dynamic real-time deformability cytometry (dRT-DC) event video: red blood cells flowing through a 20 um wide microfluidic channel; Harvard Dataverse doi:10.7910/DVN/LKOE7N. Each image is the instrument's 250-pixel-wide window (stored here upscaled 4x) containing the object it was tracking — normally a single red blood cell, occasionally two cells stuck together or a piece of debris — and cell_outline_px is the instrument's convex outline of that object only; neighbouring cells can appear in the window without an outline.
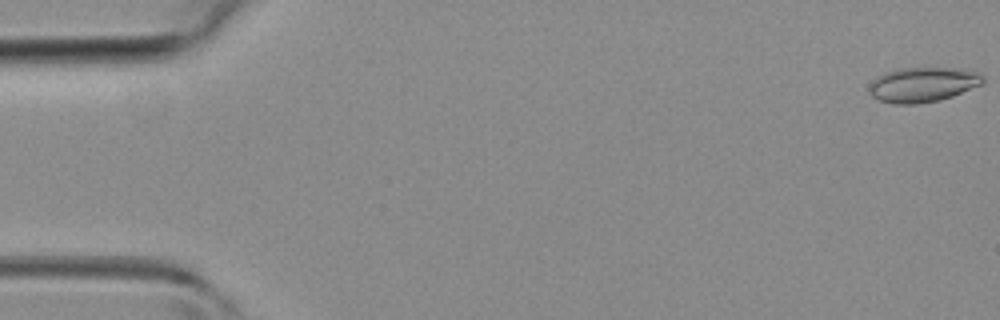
{"species": "common noctule bat (a hibernating species)", "species_latin": "Nyctalus noctula", "temperature_condition": "room temperature", "stored_images_in_passage": 44, "camera_frame_rate_fps": 3000, "um_per_image_px": 0.085, "animal": {"sex": "female", "body_mass_g": 19.3, "forearm_length_mm": 54.1}, "frame": {"image": 1, "passage_image": 1, "time_ms": 0.0, "image_size_px": [1000, 320], "cell_outline_px": [[984, 84], [952, 96], [940, 100], [916, 104], [892, 104], [880, 100], [872, 96], [868, 88], [872, 80], [876, 76], [884, 72], [896, 68], [952, 68], [980, 72], [984, 76]], "centroid_in_image_um": [78.43, 7.19], "position_along_channel_um": 6.6, "area_um2": 23.35}}
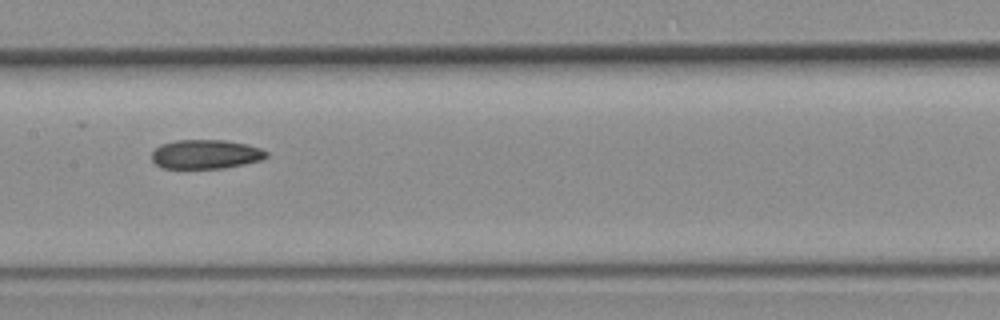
{"frame": {"image": 2, "passage_image": 22, "time_ms": 7.0, "image_size_px": [1000, 320], "cell_outline_px": [[268, 156], [260, 160], [244, 164], [224, 168], [164, 168], [156, 164], [152, 160], [152, 152], [160, 144], [176, 140], [224, 140], [248, 144], [260, 148], [268, 152]], "centroid_in_image_um": [17.49, 13.1], "position_along_channel_um": 189.9, "area_um2": 19.48}}
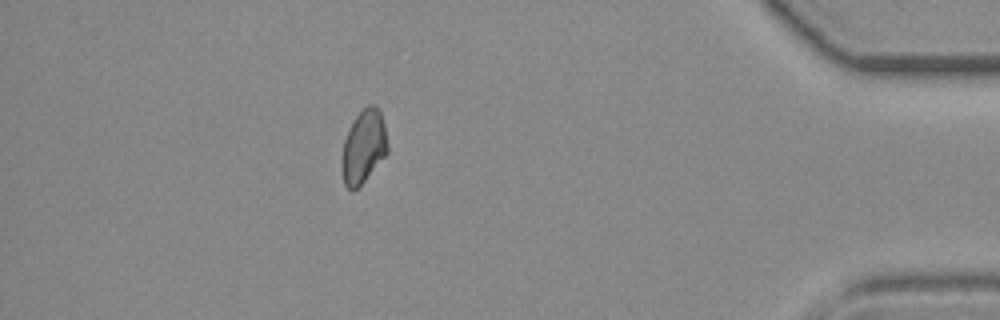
{"frame": {"image": 3, "passage_image": 39, "time_ms": 12.667, "image_size_px": [1000, 320], "cell_outline_px": [[388, 152], [364, 180], [356, 188], [348, 188], [344, 184], [340, 164], [344, 140], [356, 116], [368, 104], [376, 104], [380, 112], [384, 124], [388, 144]], "centroid_in_image_um": [30.9, 12.45], "position_along_channel_um": 404.3, "area_um2": 19.25}}